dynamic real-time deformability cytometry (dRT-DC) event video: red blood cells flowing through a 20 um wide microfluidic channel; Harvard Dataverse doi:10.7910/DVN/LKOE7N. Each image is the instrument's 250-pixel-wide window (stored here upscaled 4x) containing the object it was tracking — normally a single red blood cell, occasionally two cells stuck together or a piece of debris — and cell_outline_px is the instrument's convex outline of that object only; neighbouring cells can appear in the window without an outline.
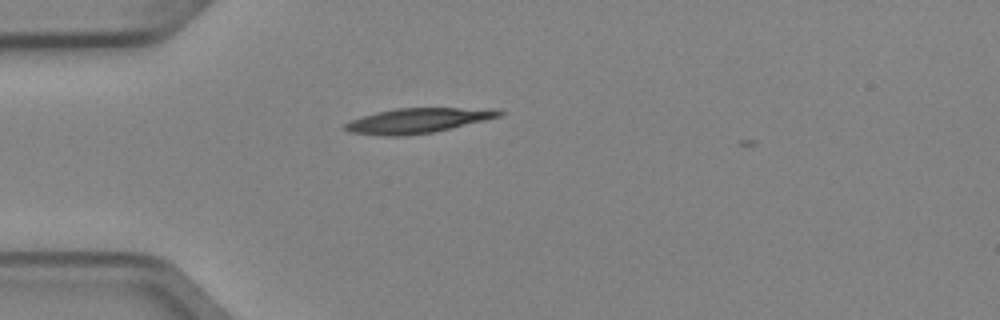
{"species": "Egyptian fruit bat (a non-hibernating species)", "species_latin": "Rousettus aegyptiacus", "temperature_condition": "cold", "stored_images_in_passage": 1, "camera_frame_rate_fps": 3000, "um_per_image_px": 0.085, "animal": {"sex": "female"}, "frame": {"image": 1, "passage_image": 1, "time_ms": 0.0, "image_size_px": [1000, 320], "cell_outline_px": [[504, 112], [500, 116], [452, 128], [432, 132], [404, 136], [384, 136], [348, 132], [344, 128], [344, 124], [352, 120], [376, 112], [396, 108], [496, 108]], "centroid_in_image_um": [35.52, 10.25], "position_along_channel_um": 49.5, "area_um2": 22.31}}